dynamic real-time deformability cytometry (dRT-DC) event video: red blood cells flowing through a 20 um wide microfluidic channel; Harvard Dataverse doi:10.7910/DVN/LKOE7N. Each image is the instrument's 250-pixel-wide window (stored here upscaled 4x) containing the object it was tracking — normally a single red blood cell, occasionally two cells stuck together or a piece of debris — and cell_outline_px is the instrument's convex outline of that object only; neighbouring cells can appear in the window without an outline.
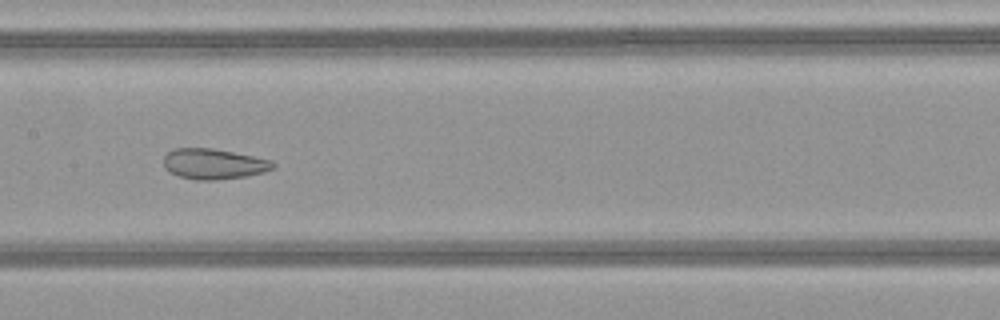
{"species": "common noctule bat (a hibernating species)", "species_latin": "Nyctalus noctula", "temperature_condition": "warm", "stored_images_in_passage": 35, "camera_frame_rate_fps": 3000, "um_per_image_px": 0.085, "animal": {"sex": "female", "body_mass_g": 21.9}, "frame": {"image": 1, "passage_image": 11, "time_ms": 3.333, "image_size_px": [1000, 320], "cell_outline_px": [[276, 168], [264, 172], [248, 176], [216, 180], [196, 180], [180, 176], [168, 172], [164, 168], [164, 156], [168, 152], [176, 148], [212, 148], [272, 160], [276, 164]], "centroid_in_image_um": [18.18, 13.94], "position_along_channel_um": 189.2, "area_um2": 19.54}}
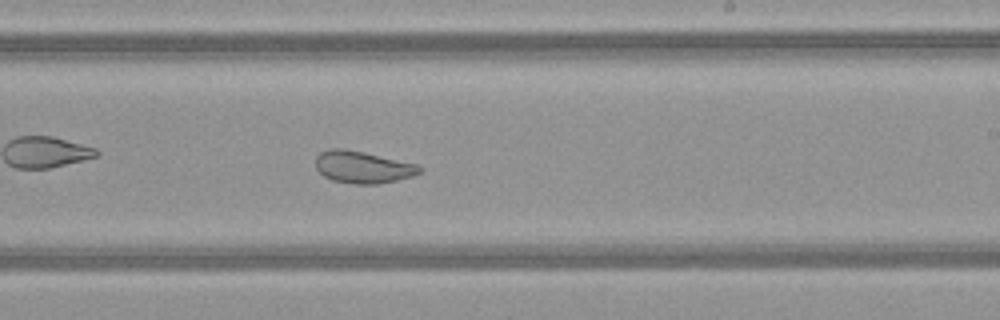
{"frame": {"image": 2, "passage_image": 16, "time_ms": 5.0, "image_size_px": [1000, 320], "cell_outline_px": [[424, 168], [420, 172], [412, 176], [396, 180], [376, 184], [356, 184], [332, 180], [324, 176], [316, 168], [316, 156], [320, 152], [332, 148], [344, 148], [364, 152], [416, 164]], "centroid_in_image_um": [30.82, 14.2], "position_along_channel_um": 258.2, "area_um2": 19.31}, "authors_computed_cell_mechanics": {"area_um2": 21.2704, "velocity_mm_per_s": 4.1643, "shape_relaxation_time_tau1_ms": null, "shape_relaxation_time_tau2_ms": 2.6859, "deformation_change_tau1": null, "deformation_change_tau2": 0.0524}}